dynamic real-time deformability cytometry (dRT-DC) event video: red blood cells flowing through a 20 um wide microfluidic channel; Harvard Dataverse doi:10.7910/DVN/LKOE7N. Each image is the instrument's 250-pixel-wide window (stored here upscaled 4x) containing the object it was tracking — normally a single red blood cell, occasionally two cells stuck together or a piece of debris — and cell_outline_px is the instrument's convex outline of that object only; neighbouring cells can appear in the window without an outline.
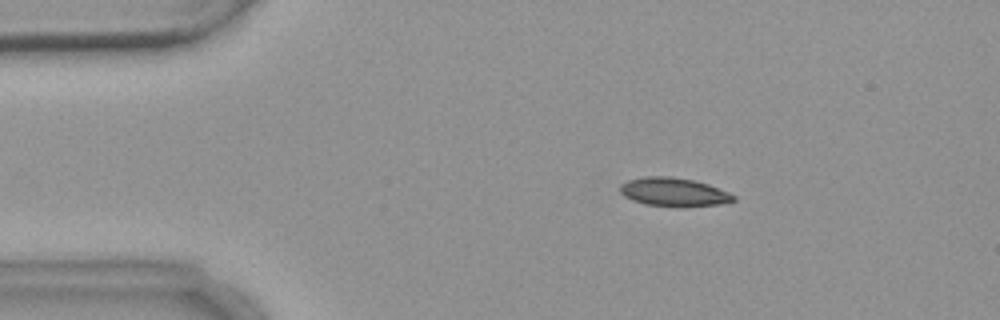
{"species": "common noctule bat (a hibernating species)", "species_latin": "Nyctalus noctula", "temperature_condition": "warm", "stored_images_in_passage": 9, "camera_frame_rate_fps": 3000, "um_per_image_px": 0.085, "animal": {"sex": "female", "body_mass_g": 18.4}, "frame": {"image": 1, "passage_image": 2, "time_ms": 2.0, "image_size_px": [1000, 320], "cell_outline_px": [[736, 200], [720, 204], [680, 208], [644, 204], [632, 200], [624, 196], [620, 192], [620, 184], [628, 180], [644, 176], [668, 176], [692, 180], [708, 184], [728, 192], [736, 196]], "centroid_in_image_um": [57.26, 16.34], "position_along_channel_um": 27.7, "area_um2": 19.13}}
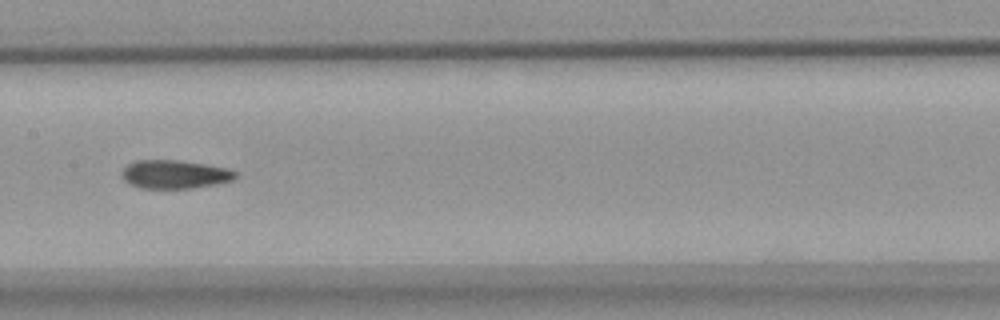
{"frame": {"image": 2, "passage_image": 7, "time_ms": 8.0, "image_size_px": [1000, 320], "cell_outline_px": [[236, 176], [232, 180], [216, 184], [192, 188], [140, 188], [128, 184], [120, 176], [120, 172], [128, 164], [136, 160], [180, 160], [228, 168], [236, 172]], "centroid_in_image_um": [14.8, 14.82], "position_along_channel_um": 192.6, "area_um2": 18.96}}
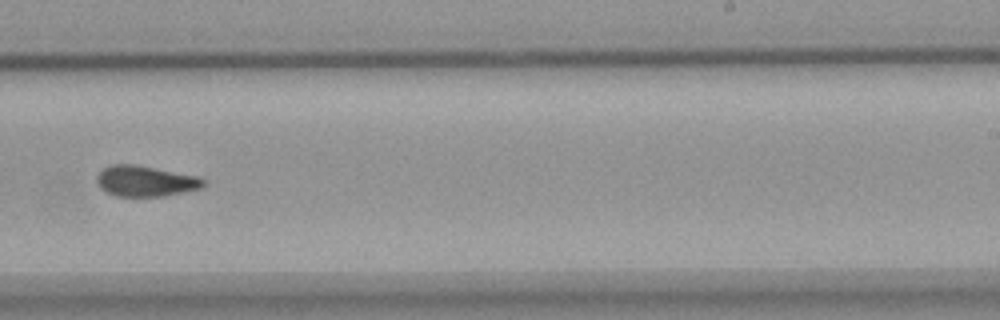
{"frame": {"image": 3, "passage_image": 9, "time_ms": 10.333, "image_size_px": [1000, 320], "cell_outline_px": [[204, 188], [164, 196], [116, 196], [104, 192], [96, 184], [96, 176], [104, 168], [112, 164], [136, 164], [196, 176], [204, 180]], "centroid_in_image_um": [12.32, 15.4], "position_along_channel_um": 276.7, "area_um2": 19.19}}